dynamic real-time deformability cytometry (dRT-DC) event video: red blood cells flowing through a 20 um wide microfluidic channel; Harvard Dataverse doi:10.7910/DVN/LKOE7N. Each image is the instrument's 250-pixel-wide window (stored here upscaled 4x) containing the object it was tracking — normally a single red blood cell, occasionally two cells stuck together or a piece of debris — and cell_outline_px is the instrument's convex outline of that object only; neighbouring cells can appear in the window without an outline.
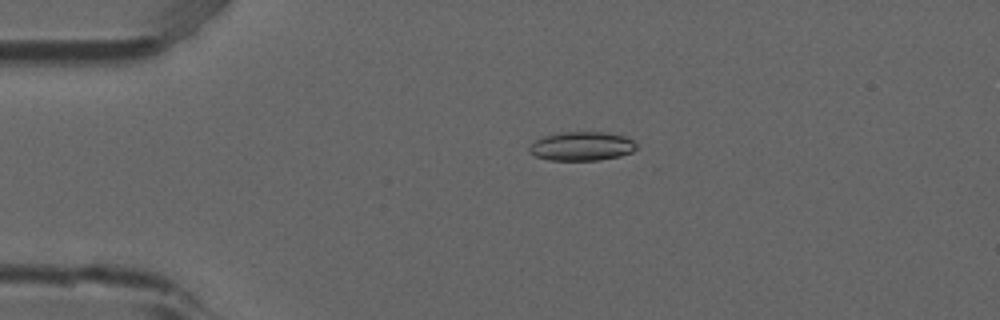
{"species": "common noctule bat (a hibernating species)", "species_latin": "Nyctalus noctula", "temperature_condition": "room temperature", "stored_images_in_passage": 5, "camera_frame_rate_fps": 3000, "um_per_image_px": 0.085, "animal": {"sex": "male", "forearm_length_mm": 52.5}, "frame": {"image": 1, "passage_image": 4, "time_ms": 1.0, "image_size_px": [1000, 320], "cell_outline_px": [[636, 148], [632, 152], [620, 156], [600, 160], [548, 160], [536, 156], [528, 152], [528, 148], [536, 140], [544, 136], [560, 132], [604, 132], [624, 136], [632, 140], [636, 144]], "centroid_in_image_um": [49.44, 12.43], "position_along_channel_um": 35.6, "area_um2": 18.03}}